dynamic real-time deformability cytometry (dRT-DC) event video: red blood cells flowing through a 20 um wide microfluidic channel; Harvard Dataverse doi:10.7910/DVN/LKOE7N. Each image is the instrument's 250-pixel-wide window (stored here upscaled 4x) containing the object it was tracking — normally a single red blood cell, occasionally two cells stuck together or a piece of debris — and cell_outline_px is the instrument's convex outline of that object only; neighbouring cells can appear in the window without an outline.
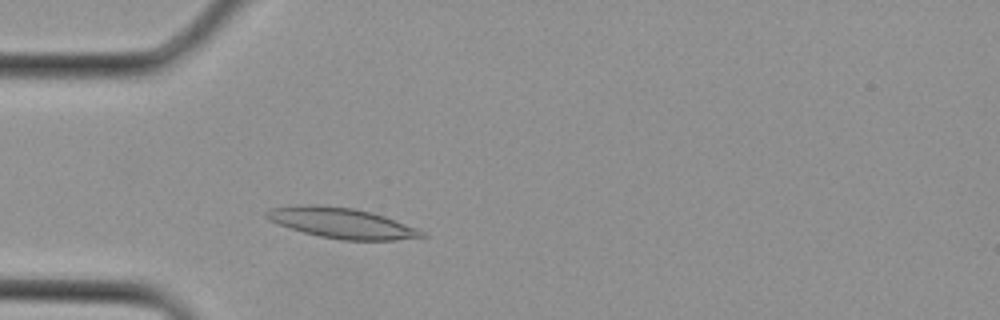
{"species": "Egyptian fruit bat (a non-hibernating species)", "species_latin": "Rousettus aegyptiacus", "temperature_condition": "cold", "stored_images_in_passage": 3, "camera_frame_rate_fps": 3000, "um_per_image_px": 0.085, "animal": {"sex": "female"}, "frame": {"image": 1, "passage_image": 3, "time_ms": 0.667, "image_size_px": [1000, 320], "cell_outline_px": [[428, 236], [396, 240], [340, 240], [320, 236], [288, 228], [268, 220], [264, 216], [264, 212], [272, 208], [300, 204], [316, 204], [352, 208], [372, 212], [384, 216], [416, 228], [424, 232]], "centroid_in_image_um": [29.0, 18.95], "position_along_channel_um": 56.0, "area_um2": 27.57}}